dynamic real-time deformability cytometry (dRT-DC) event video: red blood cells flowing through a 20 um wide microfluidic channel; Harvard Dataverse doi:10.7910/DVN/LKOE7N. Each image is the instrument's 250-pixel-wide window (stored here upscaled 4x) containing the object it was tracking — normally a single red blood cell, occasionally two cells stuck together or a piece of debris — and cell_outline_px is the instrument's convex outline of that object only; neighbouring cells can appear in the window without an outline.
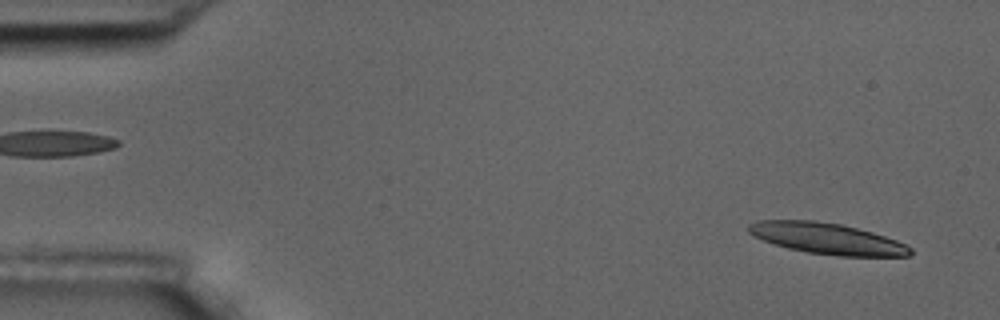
{"species": "common noctule bat (a hibernating species)", "species_latin": "Nyctalus noctula", "temperature_condition": "room temperature", "stored_images_in_passage": 6, "segment_of_instrument_passage": [2, 2], "camera_frame_rate_fps": 3000, "um_per_image_px": 0.085, "animal": {"sex": "male", "body_mass_g": 17.5, "forearm_length_mm": 52.3}, "frame": {"image": 1, "passage_image": 6, "time_ms": 6.0, "image_size_px": [1000, 320], "cell_outline_px": [[912, 252], [908, 256], [840, 256], [808, 252], [788, 248], [752, 236], [748, 232], [748, 224], [756, 220], [816, 220], [840, 224], [872, 232], [896, 240], [912, 248]], "centroid_in_image_um": [70.27, 20.27], "position_along_channel_um": 14.7, "area_um2": 29.13}}